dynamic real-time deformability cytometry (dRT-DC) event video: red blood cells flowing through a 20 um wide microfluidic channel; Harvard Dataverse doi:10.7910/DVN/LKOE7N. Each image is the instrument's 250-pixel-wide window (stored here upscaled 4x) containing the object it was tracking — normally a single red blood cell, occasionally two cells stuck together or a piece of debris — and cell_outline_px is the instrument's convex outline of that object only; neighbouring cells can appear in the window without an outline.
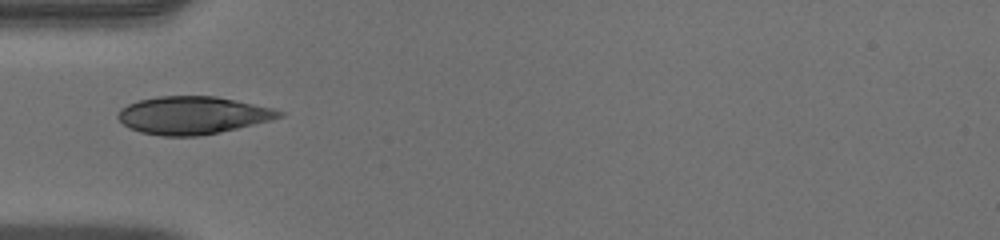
{"species": "human", "species_latin": "Homo sapiens", "temperature_condition": "warm", "stored_images_in_passage": 35, "camera_frame_rate_fps": 3000, "um_per_image_px": 0.085, "donor": {"sex": "male"}, "frame": {"image": 1, "passage_image": 1, "time_ms": 0.0, "image_size_px": [1000, 240], "cell_outline_px": [[284, 116], [272, 120], [220, 132], [196, 136], [160, 136], [140, 132], [124, 124], [116, 116], [116, 112], [120, 108], [128, 104], [140, 100], [156, 96], [216, 96], [236, 100], [272, 108], [284, 112]], "centroid_in_image_um": [16.37, 9.79], "position_along_channel_um": 68.6, "area_um2": 35.43}}
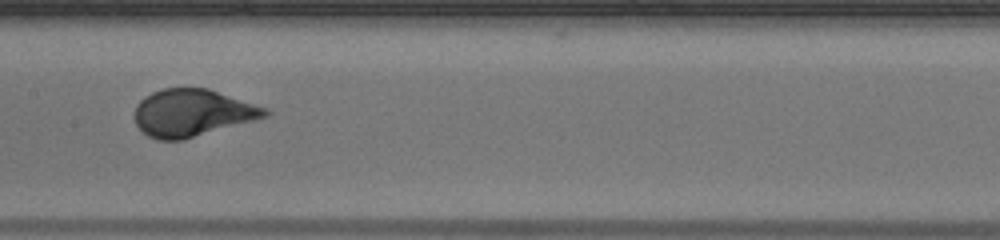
{"frame": {"image": 2, "passage_image": 10, "time_ms": 3.0, "image_size_px": [1000, 240], "cell_outline_px": [[272, 112], [268, 116], [184, 140], [156, 140], [148, 136], [136, 124], [132, 116], [136, 104], [144, 96], [152, 92], [164, 88], [208, 88], [268, 108]], "centroid_in_image_um": [16.33, 9.59], "position_along_channel_um": 191.1, "area_um2": 36.18}}
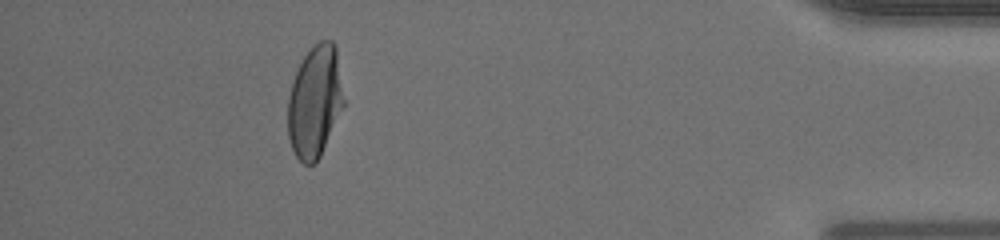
{"frame": {"image": 3, "passage_image": 30, "time_ms": 9.667, "image_size_px": [1000, 240], "cell_outline_px": [[344, 104], [320, 156], [312, 164], [304, 164], [296, 156], [292, 148], [288, 136], [288, 96], [292, 80], [308, 48], [312, 44], [320, 40], [332, 40], [336, 44], [344, 100]], "centroid_in_image_um": [26.75, 8.58], "position_along_channel_um": 408.4, "area_um2": 36.47}, "authors_computed_cell_mechanics": {"area_um2": 36.8764, "velocity_mm_per_s": 4.0656, "shape_relaxation_time_tau1_ms": 3.2211, "shape_relaxation_time_tau2_ms": null, "deformation_change_tau1": 0.1849, "deformation_change_tau2": null}}